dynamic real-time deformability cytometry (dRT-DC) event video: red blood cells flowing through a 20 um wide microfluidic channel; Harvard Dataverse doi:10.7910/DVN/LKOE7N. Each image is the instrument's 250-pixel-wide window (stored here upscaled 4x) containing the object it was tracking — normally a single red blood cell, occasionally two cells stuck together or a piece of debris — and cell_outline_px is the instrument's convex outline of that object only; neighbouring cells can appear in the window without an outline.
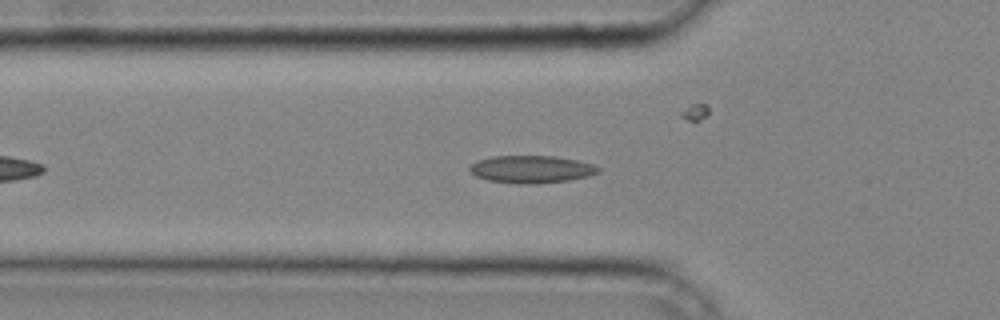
{"species": "common noctule bat (a hibernating species)", "species_latin": "Nyctalus noctula", "temperature_condition": "cold", "stored_images_in_passage": 36, "camera_frame_rate_fps": 3000, "um_per_image_px": 0.085, "animal": {"sex": "male", "body_mass_g": 20.4}, "frame": {"image": 1, "passage_image": 8, "time_ms": 2.333, "image_size_px": [1000, 320], "cell_outline_px": [[600, 172], [588, 176], [568, 180], [528, 184], [520, 184], [488, 180], [476, 176], [468, 168], [476, 160], [492, 156], [556, 156], [576, 160], [592, 164], [600, 168]], "centroid_in_image_um": [45.15, 14.38], "position_along_channel_um": 80.6, "area_um2": 20.46}}
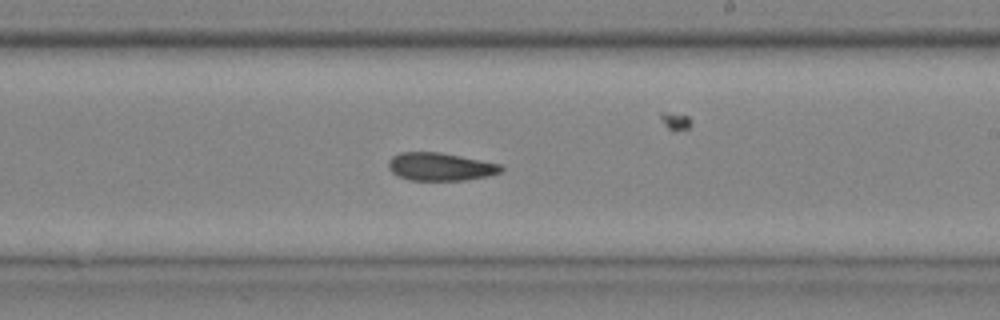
{"frame": {"image": 2, "passage_image": 19, "time_ms": 6.0, "image_size_px": [1000, 320], "cell_outline_px": [[504, 168], [500, 172], [488, 176], [464, 180], [408, 180], [392, 172], [388, 168], [388, 160], [392, 156], [400, 152], [440, 152], [500, 164]], "centroid_in_image_um": [37.4, 14.16], "position_along_channel_um": 251.6, "area_um2": 18.26}}
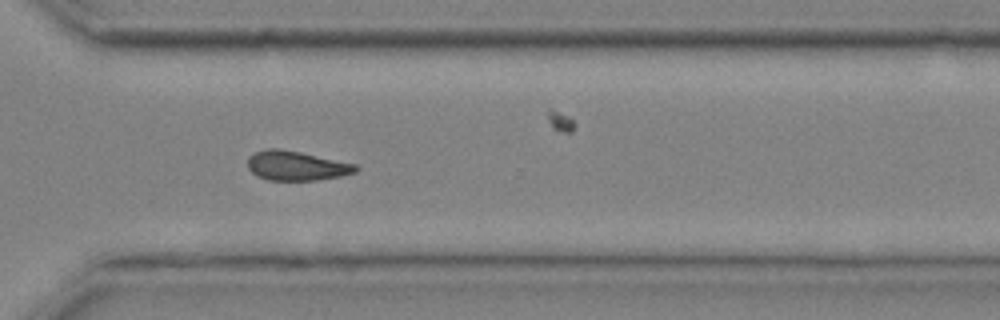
{"frame": {"image": 3, "passage_image": 25, "time_ms": 8.0, "image_size_px": [1000, 320], "cell_outline_px": [[360, 168], [356, 172], [340, 176], [316, 180], [268, 180], [252, 172], [248, 168], [248, 156], [256, 152], [268, 148], [280, 148], [300, 152], [356, 164]], "centroid_in_image_um": [25.2, 14.08], "position_along_channel_um": 345.4, "area_um2": 18.44}}